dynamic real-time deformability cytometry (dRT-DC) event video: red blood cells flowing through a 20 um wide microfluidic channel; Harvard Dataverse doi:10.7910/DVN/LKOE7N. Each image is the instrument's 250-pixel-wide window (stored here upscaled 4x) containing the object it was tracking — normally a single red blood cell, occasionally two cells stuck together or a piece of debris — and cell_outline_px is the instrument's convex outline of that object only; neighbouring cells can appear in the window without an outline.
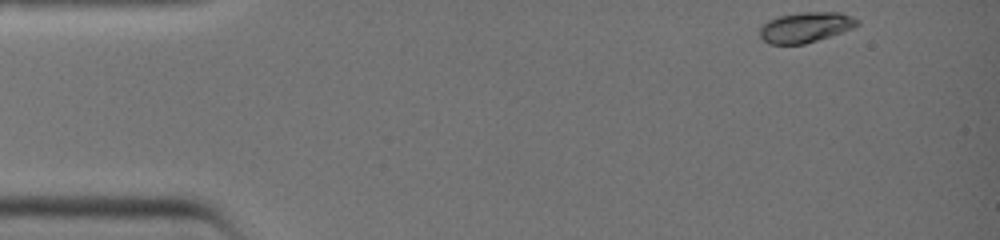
{"species": "common noctule bat (a hibernating species)", "species_latin": "Nyctalus noctula", "temperature_condition": "warm", "stored_images_in_passage": 4, "camera_frame_rate_fps": 3000, "um_per_image_px": 0.085, "animal": {"sex": "female", "body_mass_g": 19.0, "forearm_length_mm": 51.5}, "frame": {"image": 1, "passage_image": 1, "time_ms": 0.0, "image_size_px": [1000, 240], "cell_outline_px": [[860, 24], [852, 28], [804, 44], [768, 44], [760, 36], [760, 28], [768, 20], [780, 16], [800, 12], [840, 12], [852, 16], [860, 20]], "centroid_in_image_um": [68.48, 2.3], "position_along_channel_um": 16.5, "area_um2": 17.05}}